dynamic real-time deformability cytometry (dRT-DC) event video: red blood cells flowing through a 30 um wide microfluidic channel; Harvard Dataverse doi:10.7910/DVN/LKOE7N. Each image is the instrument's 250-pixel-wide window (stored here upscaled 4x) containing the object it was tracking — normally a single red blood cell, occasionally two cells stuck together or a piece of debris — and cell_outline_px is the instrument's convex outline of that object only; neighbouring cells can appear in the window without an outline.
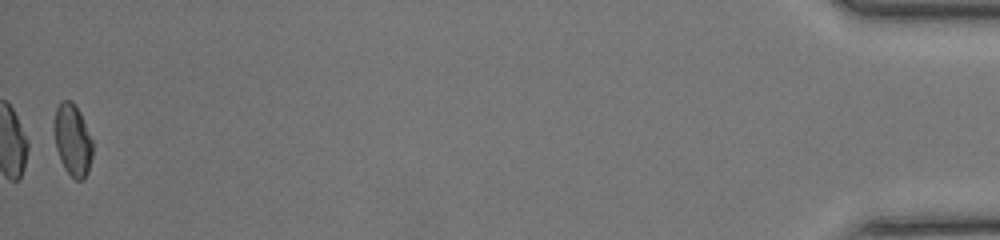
{"species": "common noctule bat (a hibernating species)", "species_latin": "Nyctalus noctula", "temperature_condition": "room temperature", "stored_images_in_passage": 50, "segment_of_instrument_passage": [2, 2], "camera_frame_rate_fps": 3000, "um_per_image_px": 0.085, "animal": {"sex": "female", "body_mass_g": 17.0, "forearm_length_mm": 48.0}, "frame": {"image": 1, "passage_image": 50, "time_ms": 16.333, "image_size_px": [1000, 240], "cell_outline_px": [[92, 156], [88, 172], [84, 180], [76, 180], [64, 168], [60, 160], [56, 148], [56, 108], [60, 100], [72, 100], [80, 112], [92, 140]], "centroid_in_image_um": [6.2, 11.91], "position_along_channel_um": 429.0, "area_um2": 15.78}}